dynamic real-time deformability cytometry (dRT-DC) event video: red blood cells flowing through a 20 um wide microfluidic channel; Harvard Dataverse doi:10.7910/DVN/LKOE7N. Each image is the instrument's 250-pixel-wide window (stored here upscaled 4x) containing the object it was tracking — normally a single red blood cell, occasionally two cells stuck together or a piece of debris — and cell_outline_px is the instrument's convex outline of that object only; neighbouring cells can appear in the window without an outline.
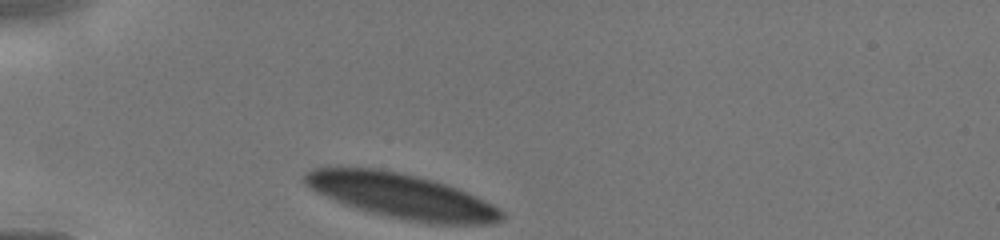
{"species": "human", "species_latin": "Homo sapiens", "temperature_condition": "cold", "stored_images_in_passage": 57, "camera_frame_rate_fps": 3000, "um_per_image_px": 0.085, "donor": {"sex": "male"}, "frame": {"image": 1, "passage_image": 1, "time_ms": 0.0, "image_size_px": [1000, 240], "cell_outline_px": [[504, 216], [500, 220], [492, 224], [428, 224], [384, 216], [368, 212], [344, 204], [316, 192], [304, 180], [304, 176], [308, 172], [316, 168], [376, 168], [400, 172], [432, 180], [456, 188], [484, 200], [500, 208], [504, 212]], "centroid_in_image_um": [34.18, 16.68], "position_along_channel_um": 50.8, "area_um2": 50.98}}
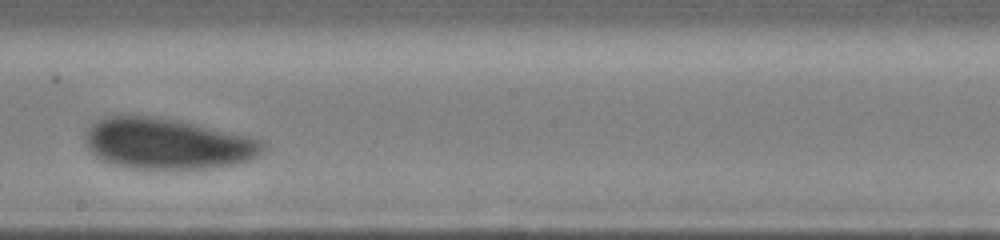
{"frame": {"image": 2, "passage_image": 32, "time_ms": 4.667, "image_size_px": [1000, 240], "cell_outline_px": [[268, 148], [260, 156], [252, 160], [236, 164], [208, 168], [132, 168], [112, 164], [100, 160], [88, 148], [84, 140], [84, 136], [88, 128], [92, 124], [104, 116], [116, 112], [156, 116], [180, 120], [252, 136], [264, 140]], "centroid_in_image_um": [14.25, 12.17], "position_along_channel_um": 233.9, "area_um2": 54.16}}
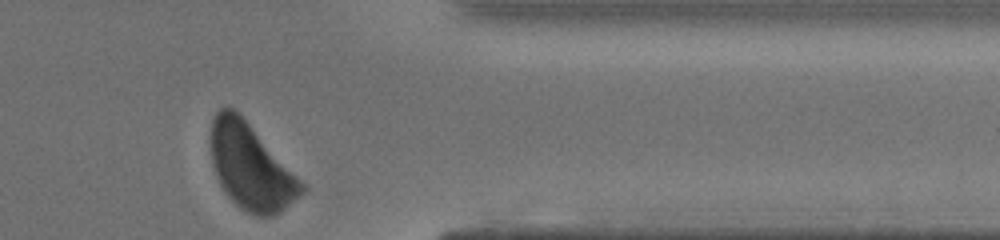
{"frame": {"image": 3, "passage_image": 56, "time_ms": 8.333, "image_size_px": [1000, 240], "cell_outline_px": [[308, 188], [304, 192], [280, 212], [272, 216], [256, 216], [240, 208], [228, 196], [220, 184], [216, 176], [212, 164], [208, 144], [212, 120], [216, 112], [220, 108], [232, 108], [248, 124]], "centroid_in_image_um": [21.27, 14.21], "position_along_channel_um": 390.1, "area_um2": 44.68}}